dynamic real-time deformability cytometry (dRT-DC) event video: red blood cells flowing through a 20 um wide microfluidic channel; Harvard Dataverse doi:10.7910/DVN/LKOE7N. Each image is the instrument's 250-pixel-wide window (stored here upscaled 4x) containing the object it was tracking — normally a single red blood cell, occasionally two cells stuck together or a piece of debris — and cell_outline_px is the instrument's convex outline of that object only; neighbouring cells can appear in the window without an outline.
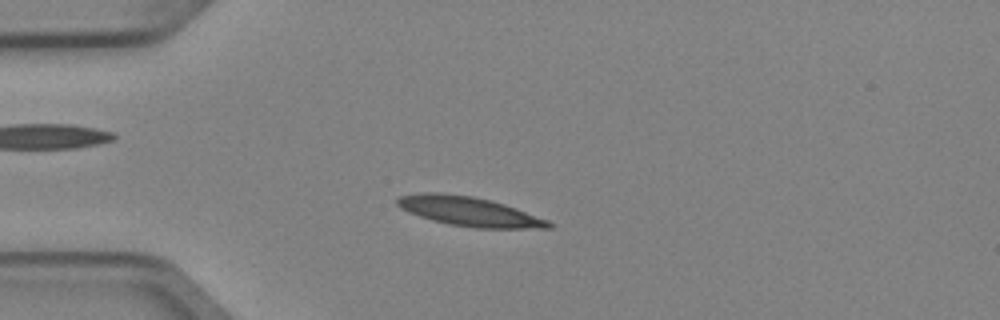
{"species": "Egyptian fruit bat (a non-hibernating species)", "species_latin": "Rousettus aegyptiacus", "temperature_condition": "cold", "stored_images_in_passage": 6, "camera_frame_rate_fps": 3000, "um_per_image_px": 0.085, "animal": {"sex": "female"}, "frame": {"image": 1, "passage_image": 3, "time_ms": 0.667, "image_size_px": [1000, 320], "cell_outline_px": [[556, 224], [552, 228], [476, 228], [448, 224], [432, 220], [408, 212], [400, 208], [396, 204], [396, 200], [400, 196], [420, 192], [440, 192], [472, 196], [492, 200], [516, 208], [548, 220]], "centroid_in_image_um": [39.88, 17.97], "position_along_channel_um": 45.1, "area_um2": 26.01}}
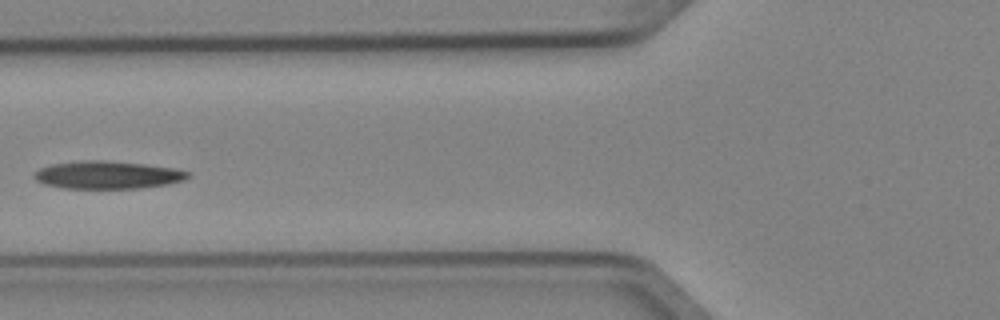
{"frame": {"image": 2, "passage_image": 5, "time_ms": 1.333, "image_size_px": [1000, 320], "cell_outline_px": [[192, 172], [184, 180], [168, 184], [140, 188], [60, 188], [44, 184], [36, 180], [36, 172], [40, 168], [52, 164], [84, 160], [104, 160], [144, 164], [176, 168]], "centroid_in_image_um": [9.18, 14.87], "position_along_channel_um": 116.6, "area_um2": 24.8}}
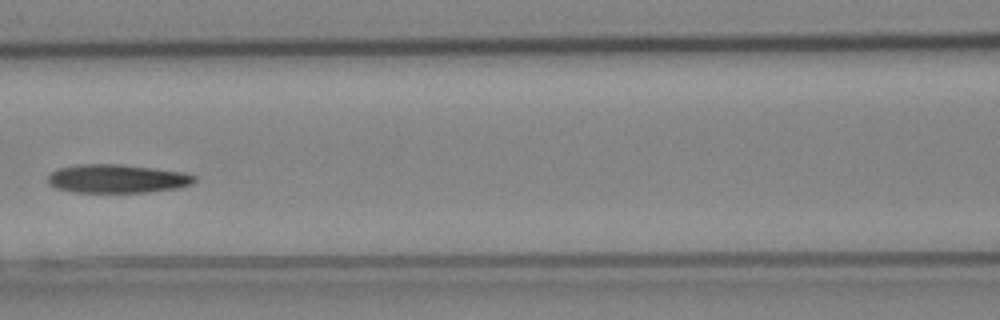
{"frame": {"image": 3, "passage_image": 6, "time_ms": 1.667, "image_size_px": [1000, 320], "cell_outline_px": [[196, 180], [192, 184], [180, 188], [148, 192], [72, 192], [56, 188], [48, 184], [48, 176], [56, 168], [76, 164], [120, 164], [184, 172], [196, 176]], "centroid_in_image_um": [9.95, 15.19], "position_along_channel_um": 156.7, "area_um2": 24.62}}